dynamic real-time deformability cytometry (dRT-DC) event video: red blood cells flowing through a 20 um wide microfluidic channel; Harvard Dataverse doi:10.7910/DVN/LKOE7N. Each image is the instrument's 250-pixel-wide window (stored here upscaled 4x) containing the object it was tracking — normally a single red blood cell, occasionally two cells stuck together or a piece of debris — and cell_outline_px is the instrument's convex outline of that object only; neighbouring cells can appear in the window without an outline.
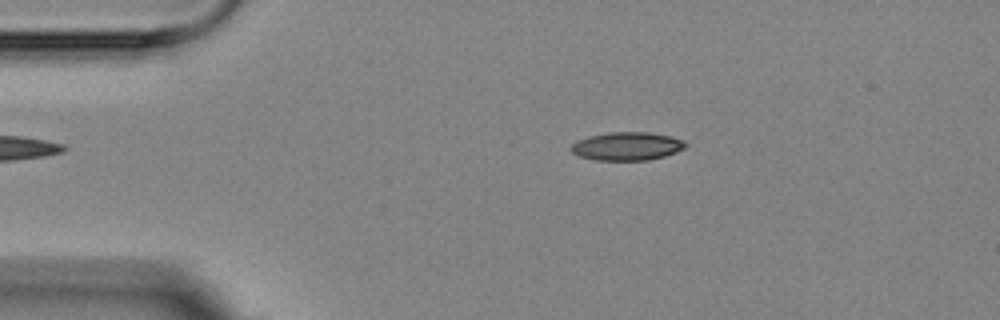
{"species": "Egyptian fruit bat (a non-hibernating species)", "species_latin": "Rousettus aegyptiacus", "temperature_condition": "room temperature", "stored_images_in_passage": 15, "camera_frame_rate_fps": 3000, "um_per_image_px": 0.085, "animal": {"sex": "female"}, "frame": {"image": 1, "passage_image": 2, "time_ms": 1.333, "image_size_px": [1000, 320], "cell_outline_px": [[688, 144], [684, 148], [676, 152], [664, 156], [648, 160], [596, 160], [580, 156], [572, 152], [572, 144], [576, 140], [588, 136], [608, 132], [648, 132], [672, 136], [684, 140]], "centroid_in_image_um": [53.32, 12.42], "position_along_channel_um": 31.7, "area_um2": 18.9}}
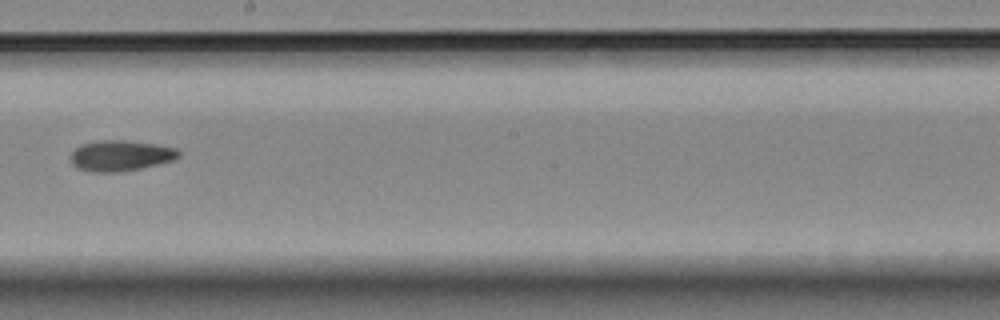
{"frame": {"image": 2, "passage_image": 8, "time_ms": 8.333, "image_size_px": [1000, 320], "cell_outline_px": [[180, 156], [172, 160], [140, 168], [120, 172], [92, 172], [76, 168], [72, 164], [72, 152], [80, 144], [96, 140], [124, 140], [156, 144], [176, 148], [180, 152]], "centroid_in_image_um": [10.22, 13.22], "position_along_channel_um": 238.0, "area_um2": 19.31}}
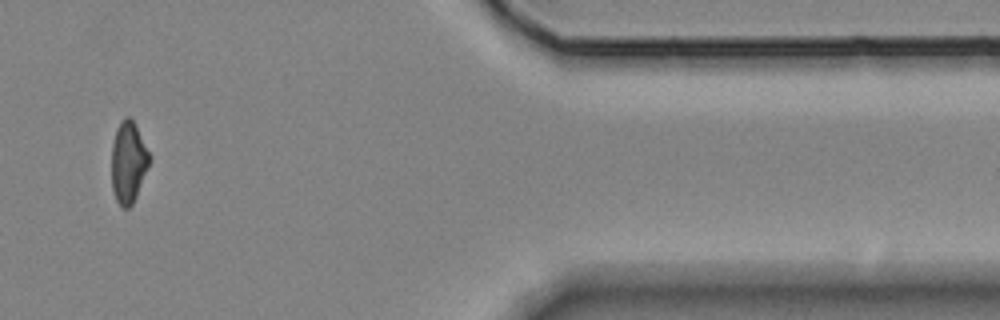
{"frame": {"image": 3, "passage_image": 13, "time_ms": 14.0, "image_size_px": [1000, 320], "cell_outline_px": [[152, 156], [136, 196], [132, 204], [128, 208], [124, 208], [116, 200], [112, 188], [112, 144], [120, 120], [124, 116], [128, 116], [136, 124]], "centroid_in_image_um": [10.92, 13.74], "position_along_channel_um": 400.5, "area_um2": 17.98}, "authors_computed_cell_mechanics": {"area_um2": 18.5538, "velocity_mm_per_s": 3.5626, "shape_relaxation_time_tau1_ms": null, "shape_relaxation_time_tau2_ms": 7.3778, "deformation_change_tau1": null, "deformation_change_tau2": 0.1414}}